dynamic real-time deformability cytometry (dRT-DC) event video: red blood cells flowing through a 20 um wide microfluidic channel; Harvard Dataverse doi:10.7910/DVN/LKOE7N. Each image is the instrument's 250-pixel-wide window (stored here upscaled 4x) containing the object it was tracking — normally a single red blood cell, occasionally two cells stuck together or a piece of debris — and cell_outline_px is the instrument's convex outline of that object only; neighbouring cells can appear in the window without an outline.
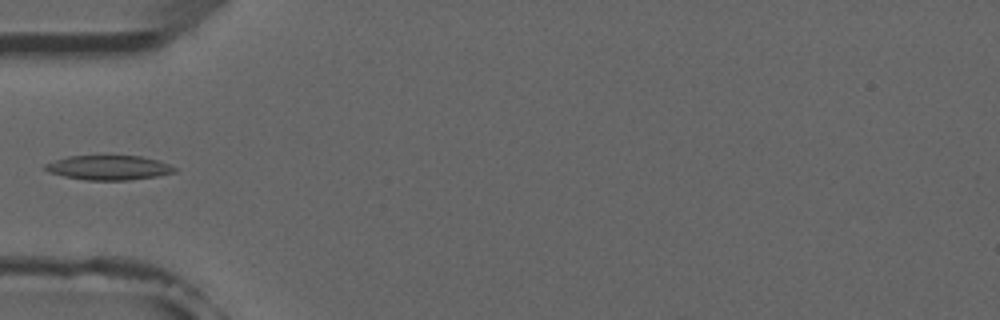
{"species": "common noctule bat (a hibernating species)", "species_latin": "Nyctalus noctula", "temperature_condition": "room temperature", "stored_images_in_passage": 4, "camera_frame_rate_fps": 3000, "um_per_image_px": 0.085, "animal": {"sex": "male", "forearm_length_mm": 52.5}, "frame": {"image": 1, "passage_image": 4, "time_ms": 3.667, "image_size_px": [1000, 320], "cell_outline_px": [[176, 172], [156, 176], [128, 180], [84, 180], [64, 176], [48, 172], [44, 168], [44, 164], [68, 156], [140, 156], [160, 160], [176, 168]], "centroid_in_image_um": [9.24, 14.25], "position_along_channel_um": 75.8, "area_um2": 18.44}}